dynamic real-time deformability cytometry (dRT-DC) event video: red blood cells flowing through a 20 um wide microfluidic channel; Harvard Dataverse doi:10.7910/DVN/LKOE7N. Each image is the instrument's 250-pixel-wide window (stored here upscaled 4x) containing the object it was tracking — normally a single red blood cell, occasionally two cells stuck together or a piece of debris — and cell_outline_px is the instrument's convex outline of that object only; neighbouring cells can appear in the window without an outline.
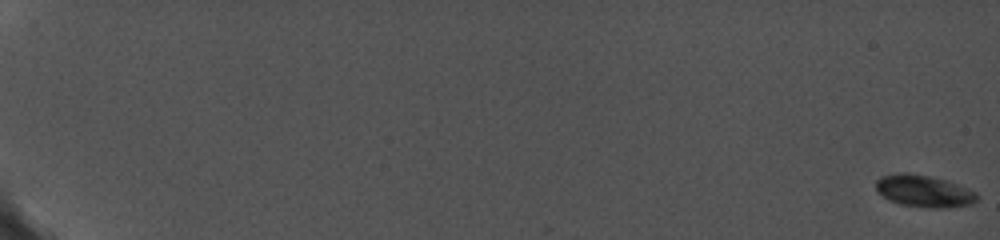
{"species": "common noctule bat (a hibernating species)", "species_latin": "Nyctalus noctula", "temperature_condition": "cold", "stored_images_in_passage": 30, "camera_frame_rate_fps": 5000, "um_per_image_px": 0.085, "animal": {"sex": "female", "body_mass_g": 19.0, "forearm_length_mm": 56.7}, "frame": {"image": 1, "passage_image": 1, "time_ms": 0.0, "image_size_px": [1000, 240], "cell_outline_px": [[980, 196], [972, 204], [944, 208], [928, 208], [900, 204], [888, 200], [876, 192], [876, 180], [880, 176], [896, 172], [908, 172], [948, 180], [968, 188], [976, 192]], "centroid_in_image_um": [78.51, 16.23], "position_along_channel_um": 6.5, "area_um2": 19.25}}
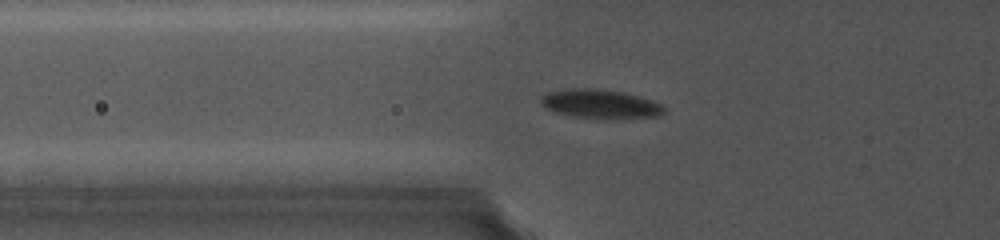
{"frame": {"image": 2, "passage_image": 14, "time_ms": 8.2, "image_size_px": [1000, 240], "cell_outline_px": [[664, 112], [660, 116], [612, 120], [600, 120], [572, 116], [556, 112], [548, 108], [540, 100], [548, 92], [580, 88], [620, 92], [636, 96], [660, 104], [664, 108]], "centroid_in_image_um": [51.07, 8.89], "position_along_channel_um": 74.7, "area_um2": 20.4}}
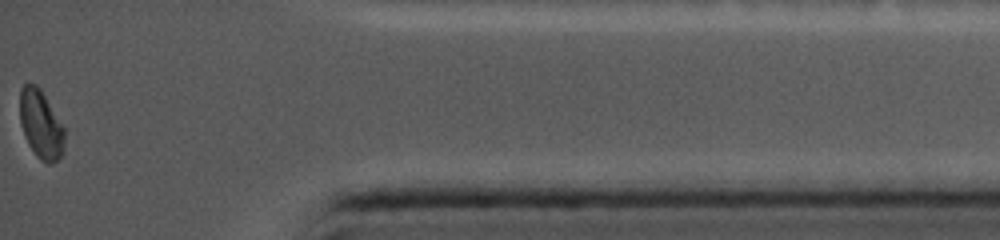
{"frame": {"image": 3, "passage_image": 30, "time_ms": 18.2, "image_size_px": [1000, 240], "cell_outline_px": [[64, 152], [52, 164], [48, 164], [40, 160], [36, 156], [28, 144], [24, 136], [20, 124], [20, 88], [24, 84], [36, 84], [40, 88], [64, 128]], "centroid_in_image_um": [3.46, 10.6], "position_along_channel_um": 431.7, "area_um2": 17.86}}